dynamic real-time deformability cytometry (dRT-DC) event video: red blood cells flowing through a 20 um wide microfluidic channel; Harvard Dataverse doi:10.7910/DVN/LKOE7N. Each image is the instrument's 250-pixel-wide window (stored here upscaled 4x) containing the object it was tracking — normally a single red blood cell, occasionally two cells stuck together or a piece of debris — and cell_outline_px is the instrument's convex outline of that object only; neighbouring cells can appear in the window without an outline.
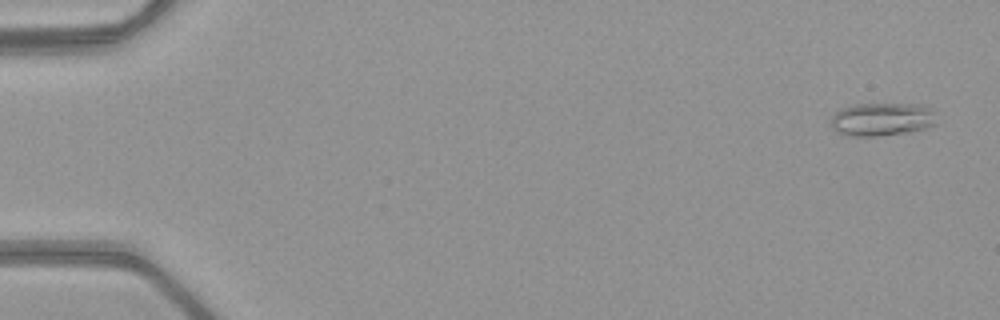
{"species": "common noctule bat (a hibernating species)", "species_latin": "Nyctalus noctula", "temperature_condition": "warm", "stored_images_in_passage": 52, "camera_frame_rate_fps": 3000, "um_per_image_px": 0.085, "animal": {"sex": "female", "body_mass_g": 21.9}, "frame": {"image": 1, "passage_image": 3, "time_ms": 0.667, "image_size_px": [1000, 320], "cell_outline_px": [[936, 124], [924, 128], [908, 132], [876, 136], [848, 136], [836, 132], [828, 124], [832, 116], [840, 108], [856, 104], [924, 104], [932, 112]], "centroid_in_image_um": [74.89, 10.14], "position_along_channel_um": 10.1, "area_um2": 20.52}}
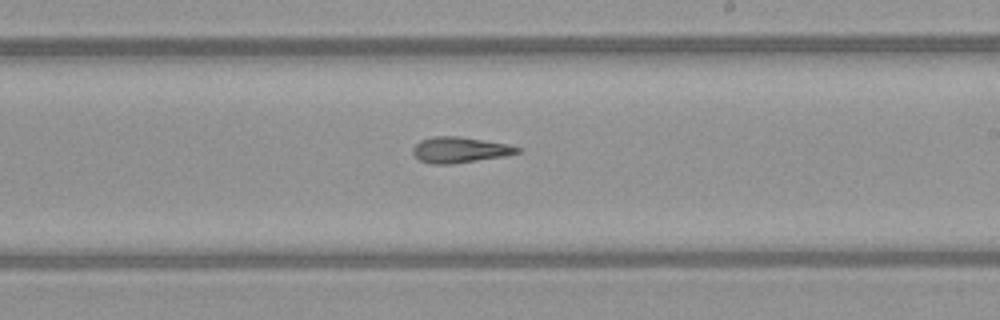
{"frame": {"image": 2, "passage_image": 32, "time_ms": 10.333, "image_size_px": [1000, 320], "cell_outline_px": [[524, 152], [504, 156], [452, 164], [432, 164], [420, 160], [412, 152], [412, 148], [420, 140], [432, 136], [460, 136], [508, 144], [524, 148]], "centroid_in_image_um": [39.13, 12.73], "position_along_channel_um": 249.9, "area_um2": 15.9}}
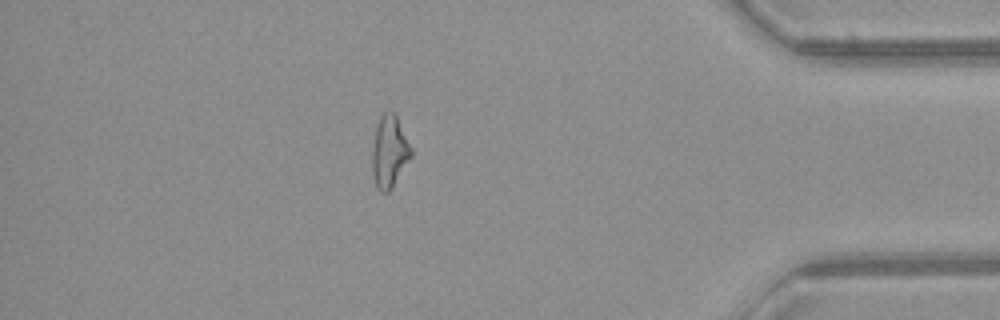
{"frame": {"image": 3, "passage_image": 46, "time_ms": 15.0, "image_size_px": [1000, 320], "cell_outline_px": [[412, 156], [392, 188], [388, 192], [380, 192], [376, 188], [372, 176], [372, 148], [376, 124], [380, 116], [384, 112], [396, 112], [412, 148]], "centroid_in_image_um": [33.1, 12.88], "position_along_channel_um": 402.1, "area_um2": 16.76}, "authors_computed_cell_mechanics": {"area_um2": 16.8776, "velocity_mm_per_s": 4.0712, "shape_relaxation_time_tau1_ms": null, "shape_relaxation_time_tau2_ms": 6.8964, "deformation_change_tau1": null, "deformation_change_tau2": 0.2238}}